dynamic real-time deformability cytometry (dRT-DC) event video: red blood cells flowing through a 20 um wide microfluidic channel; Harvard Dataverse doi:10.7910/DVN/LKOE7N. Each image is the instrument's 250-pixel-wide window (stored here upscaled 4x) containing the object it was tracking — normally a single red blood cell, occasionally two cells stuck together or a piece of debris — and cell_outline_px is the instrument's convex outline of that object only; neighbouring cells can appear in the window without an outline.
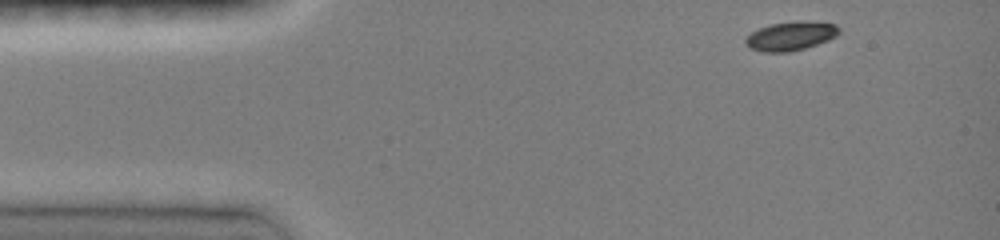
{"species": "common noctule bat (a hibernating species)", "species_latin": "Nyctalus noctula", "temperature_condition": "room temperature", "stored_images_in_passage": 40, "camera_frame_rate_fps": 3000, "um_per_image_px": 0.085, "animal": {"sex": "female", "body_mass_g": 19.0, "forearm_length_mm": 51.5}, "frame": {"image": 1, "passage_image": 1, "time_ms": 0.0, "image_size_px": [1000, 240], "cell_outline_px": [[840, 32], [836, 36], [828, 40], [804, 48], [788, 52], [764, 52], [748, 48], [744, 40], [752, 32], [768, 24], [796, 20], [800, 20], [836, 24], [840, 28]], "centroid_in_image_um": [67.21, 3.05], "position_along_channel_um": 17.8, "area_um2": 15.84}}
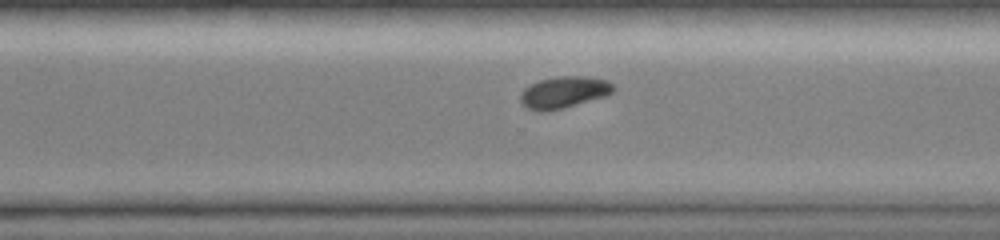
{"frame": {"image": 2, "passage_image": 29, "time_ms": 9.333, "image_size_px": [1000, 240], "cell_outline_px": [[616, 88], [612, 92], [604, 96], [564, 108], [540, 112], [528, 108], [520, 100], [520, 96], [524, 88], [540, 80], [560, 76], [584, 76], [608, 80]], "centroid_in_image_um": [47.94, 7.84], "position_along_channel_um": 322.7, "area_um2": 16.94}}
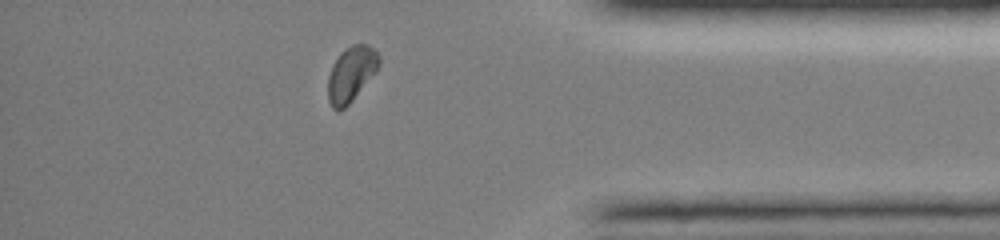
{"frame": {"image": 3, "passage_image": 36, "time_ms": 11.667, "image_size_px": [1000, 240], "cell_outline_px": [[380, 64], [376, 72], [352, 100], [344, 108], [332, 108], [328, 100], [328, 76], [332, 64], [340, 52], [344, 48], [352, 44], [368, 44], [380, 56]], "centroid_in_image_um": [29.85, 6.25], "position_along_channel_um": 405.4, "area_um2": 16.36}, "authors_computed_cell_mechanics": {"area_um2": 17.051, "velocity_mm_per_s": 4.0971, "shape_relaxation_time_tau1_ms": 2.6897, "shape_relaxation_time_tau2_ms": null, "deformation_change_tau1": 0.1243, "deformation_change_tau2": null}}